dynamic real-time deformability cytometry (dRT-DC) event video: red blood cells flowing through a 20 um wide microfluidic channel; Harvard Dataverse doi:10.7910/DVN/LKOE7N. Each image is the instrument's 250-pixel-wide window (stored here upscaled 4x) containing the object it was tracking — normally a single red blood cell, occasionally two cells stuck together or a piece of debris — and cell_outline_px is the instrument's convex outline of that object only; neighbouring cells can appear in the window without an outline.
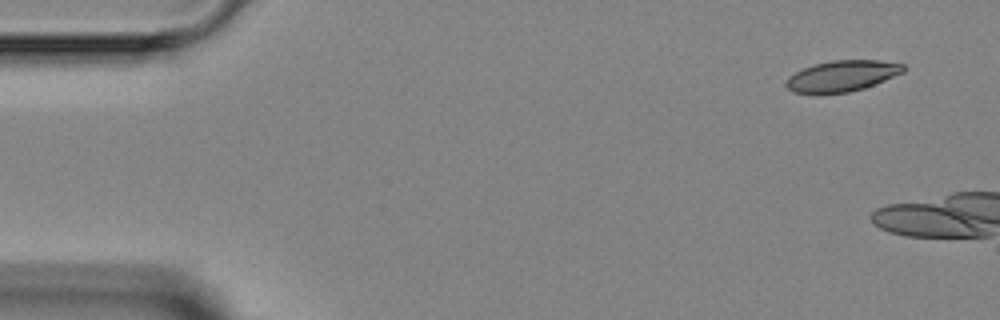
{"species": "Egyptian fruit bat (a non-hibernating species)", "species_latin": "Rousettus aegyptiacus", "temperature_condition": "room temperature", "stored_images_in_passage": 2, "camera_frame_rate_fps": 3000, "um_per_image_px": 0.085, "animal": {"sex": "female"}, "frame": {"image": 1, "passage_image": 1, "time_ms": 0.0, "image_size_px": [1000, 320], "cell_outline_px": [[908, 68], [904, 72], [864, 88], [848, 92], [792, 92], [784, 84], [788, 76], [812, 64], [832, 60], [880, 60], [904, 64]], "centroid_in_image_um": [71.6, 6.43], "position_along_channel_um": 13.4, "area_um2": 20.98}}